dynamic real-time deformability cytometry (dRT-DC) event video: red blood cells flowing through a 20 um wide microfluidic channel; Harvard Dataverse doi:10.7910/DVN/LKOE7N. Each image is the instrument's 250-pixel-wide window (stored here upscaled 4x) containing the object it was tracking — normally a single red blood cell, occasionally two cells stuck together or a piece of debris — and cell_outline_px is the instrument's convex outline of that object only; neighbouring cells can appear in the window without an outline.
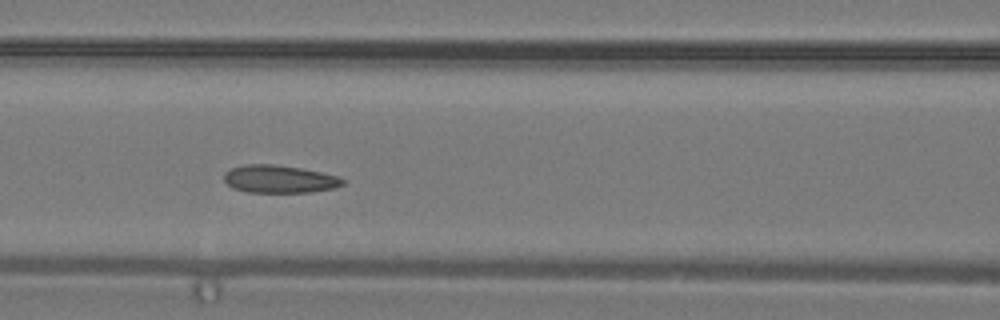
{"species": "common noctule bat (a hibernating species)", "species_latin": "Nyctalus noctula", "temperature_condition": "warm", "stored_images_in_passage": 5, "camera_frame_rate_fps": 3000, "um_per_image_px": 0.085, "animal": {"sex": "male", "body_mass_g": 19.2, "forearm_length_mm": 51.8}, "frame": {"image": 1, "passage_image": 4, "time_ms": 1.0, "image_size_px": [1000, 320], "cell_outline_px": [[344, 184], [336, 188], [308, 192], [248, 192], [232, 188], [224, 180], [224, 172], [232, 168], [244, 164], [276, 164], [300, 168], [320, 172], [336, 176], [344, 180]], "centroid_in_image_um": [23.72, 15.22], "position_along_channel_um": 142.9, "area_um2": 19.13}}